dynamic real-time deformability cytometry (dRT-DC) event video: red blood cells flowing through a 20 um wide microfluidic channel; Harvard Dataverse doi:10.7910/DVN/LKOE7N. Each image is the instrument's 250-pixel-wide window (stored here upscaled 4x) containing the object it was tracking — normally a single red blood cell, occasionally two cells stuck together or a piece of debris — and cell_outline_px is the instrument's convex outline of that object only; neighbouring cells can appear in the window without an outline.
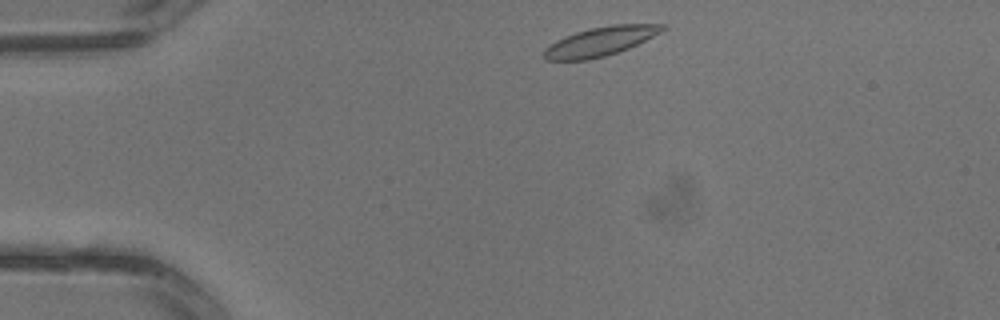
{"species": "common noctule bat (a hibernating species)", "species_latin": "Nyctalus noctula", "temperature_condition": "warm", "stored_images_in_passage": 2, "camera_frame_rate_fps": 3000, "um_per_image_px": 0.085, "animal": {"sex": "male", "body_mass_g": 13.3}, "frame": {"image": 1, "passage_image": 1, "time_ms": 0.0, "image_size_px": [1000, 320], "cell_outline_px": [[668, 28], [628, 48], [604, 56], [588, 60], [544, 60], [544, 48], [556, 40], [564, 36], [576, 32], [592, 28], [612, 24], [668, 24]], "centroid_in_image_um": [51.01, 3.51], "position_along_channel_um": 34.0, "area_um2": 19.88}}
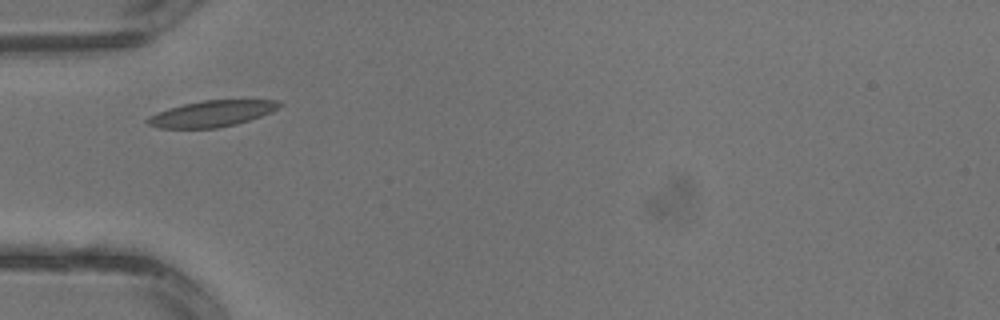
{"frame": {"image": 2, "passage_image": 2, "time_ms": 0.333, "image_size_px": [1000, 320], "cell_outline_px": [[284, 104], [272, 112], [236, 124], [216, 128], [156, 128], [148, 124], [144, 120], [148, 116], [156, 112], [168, 108], [184, 104], [204, 100], [280, 100]], "centroid_in_image_um": [17.98, 9.66], "position_along_channel_um": 67.0, "area_um2": 20.17}}